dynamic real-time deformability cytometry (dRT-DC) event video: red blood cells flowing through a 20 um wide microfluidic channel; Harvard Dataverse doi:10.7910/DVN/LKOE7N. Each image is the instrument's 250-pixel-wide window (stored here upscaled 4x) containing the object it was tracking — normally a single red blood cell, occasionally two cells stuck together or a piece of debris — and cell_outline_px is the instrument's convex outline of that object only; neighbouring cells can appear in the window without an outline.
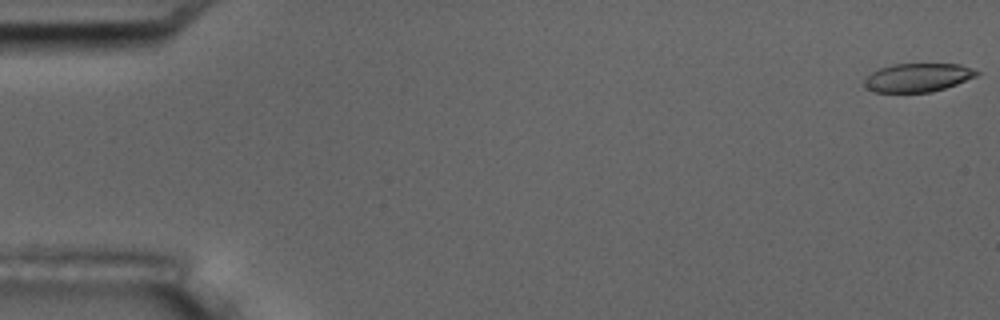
{"species": "common noctule bat (a hibernating species)", "species_latin": "Nyctalus noctula", "temperature_condition": "room temperature", "stored_images_in_passage": 10, "camera_frame_rate_fps": 3000, "um_per_image_px": 0.085, "animal": {"sex": "male", "body_mass_g": 17.5, "forearm_length_mm": 52.3}, "frame": {"image": 1, "passage_image": 1, "time_ms": 0.0, "image_size_px": [1000, 320], "cell_outline_px": [[980, 72], [976, 76], [956, 84], [932, 92], [872, 92], [864, 88], [864, 80], [872, 72], [880, 68], [892, 64], [960, 64], [972, 68]], "centroid_in_image_um": [77.98, 6.59], "position_along_channel_um": 7.0, "area_um2": 18.67}}
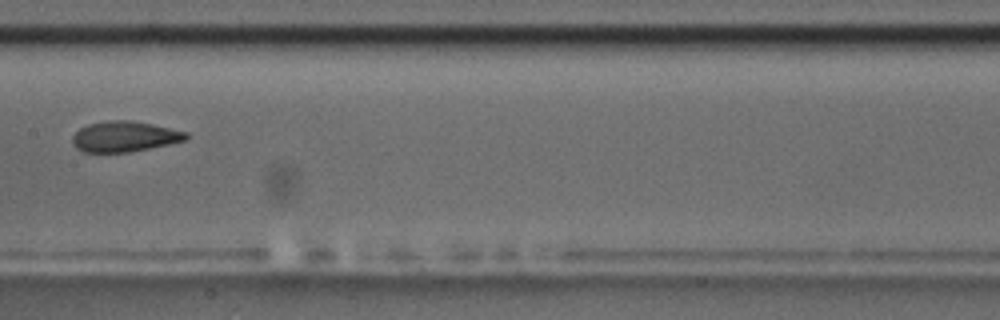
{"frame": {"image": 2, "passage_image": 9, "time_ms": 9.333, "image_size_px": [1000, 320], "cell_outline_px": [[188, 140], [128, 152], [84, 152], [76, 148], [72, 144], [72, 136], [80, 128], [88, 124], [108, 120], [128, 120], [152, 124], [188, 132]], "centroid_in_image_um": [10.57, 11.6], "position_along_channel_um": 196.8, "area_um2": 20.17}}
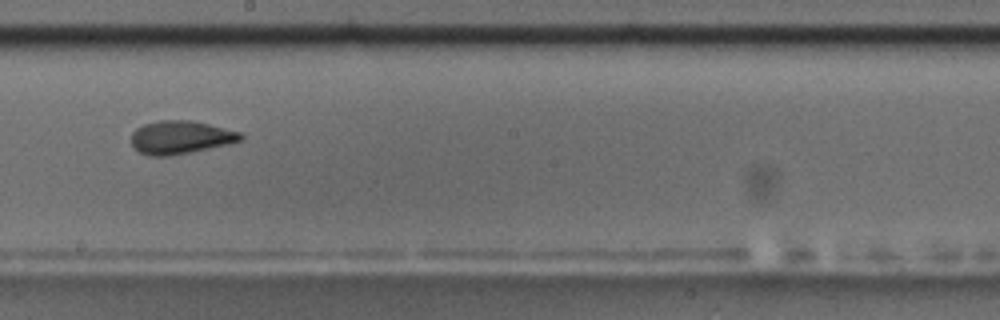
{"frame": {"image": 3, "passage_image": 10, "time_ms": 10.333, "image_size_px": [1000, 320], "cell_outline_px": [[244, 140], [228, 144], [168, 156], [148, 156], [140, 152], [132, 144], [132, 132], [136, 128], [144, 124], [160, 120], [192, 120], [240, 132], [244, 136]], "centroid_in_image_um": [15.35, 11.66], "position_along_channel_um": 232.9, "area_um2": 20.98}}